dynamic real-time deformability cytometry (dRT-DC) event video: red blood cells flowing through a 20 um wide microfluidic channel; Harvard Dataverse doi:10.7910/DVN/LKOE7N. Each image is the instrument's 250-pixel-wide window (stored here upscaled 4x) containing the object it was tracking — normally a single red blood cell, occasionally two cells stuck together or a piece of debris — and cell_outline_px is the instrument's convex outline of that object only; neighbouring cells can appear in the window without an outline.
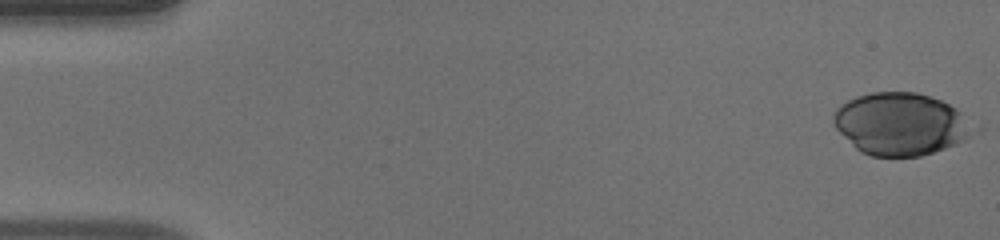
{"species": "human", "species_latin": "Homo sapiens", "temperature_condition": "warm", "stored_images_in_passage": 50, "camera_frame_rate_fps": 3000, "um_per_image_px": 0.085, "donor": {"sex": "male"}, "frame": {"image": 1, "passage_image": 1, "time_ms": 0.0, "image_size_px": [1000, 240], "cell_outline_px": [[984, 128], [980, 132], [956, 144], [920, 156], [872, 156], [860, 152], [836, 128], [832, 120], [832, 116], [836, 108], [840, 104], [856, 96], [868, 92], [916, 92], [940, 100], [956, 108], [984, 124]], "centroid_in_image_um": [76.69, 10.53], "position_along_channel_um": 8.3, "area_um2": 51.96}}
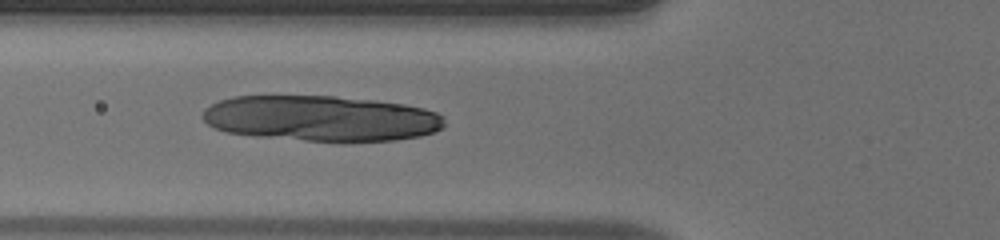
{"frame": {"image": 2, "passage_image": 19, "time_ms": 6.0, "image_size_px": [1000, 240], "cell_outline_px": [[444, 128], [420, 136], [396, 140], [344, 144], [256, 136], [224, 132], [208, 124], [200, 116], [204, 108], [220, 100], [236, 96], [336, 96], [376, 100], [404, 104], [424, 108], [436, 112], [444, 116]], "centroid_in_image_um": [27.33, 10.09], "position_along_channel_um": 98.5, "area_um2": 65.55}}
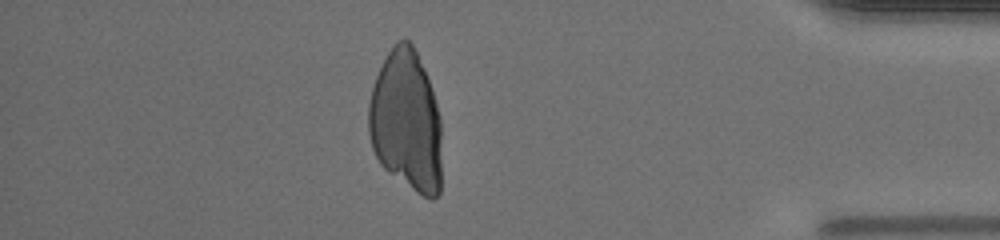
{"frame": {"image": 3, "passage_image": 44, "time_ms": 14.333, "image_size_px": [1000, 240], "cell_outline_px": [[440, 192], [432, 200], [416, 192], [384, 168], [380, 164], [372, 148], [368, 132], [368, 104], [372, 88], [376, 76], [388, 52], [396, 40], [404, 36], [412, 44], [416, 52], [428, 80], [440, 116]], "centroid_in_image_um": [34.5, 10.29], "position_along_channel_um": 400.7, "area_um2": 60.0}}